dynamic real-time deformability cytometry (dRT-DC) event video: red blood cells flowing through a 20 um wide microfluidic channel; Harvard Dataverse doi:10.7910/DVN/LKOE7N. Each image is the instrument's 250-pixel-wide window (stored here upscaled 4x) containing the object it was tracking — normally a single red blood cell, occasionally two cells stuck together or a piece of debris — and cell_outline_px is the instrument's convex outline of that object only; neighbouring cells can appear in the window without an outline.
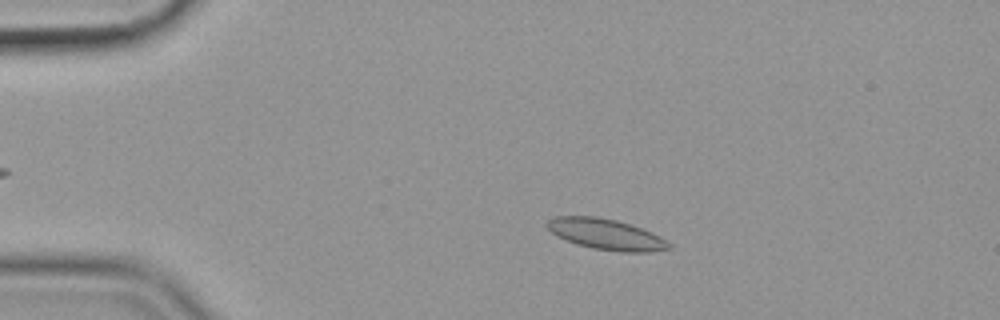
{"species": "common noctule bat (a hibernating species)", "species_latin": "Nyctalus noctula", "temperature_condition": "cold", "stored_images_in_passage": 46, "camera_frame_rate_fps": 3000, "um_per_image_px": 0.085, "animal": {"sex": "female", "body_mass_g": 19.9}, "frame": {"image": 1, "passage_image": 1, "time_ms": 0.0, "image_size_px": [1000, 320], "cell_outline_px": [[672, 248], [648, 252], [620, 252], [592, 248], [576, 244], [556, 236], [544, 224], [552, 216], [596, 216], [616, 220], [632, 224], [652, 232], [660, 236], [672, 244]], "centroid_in_image_um": [51.51, 19.91], "position_along_channel_um": 33.5, "area_um2": 22.14}}
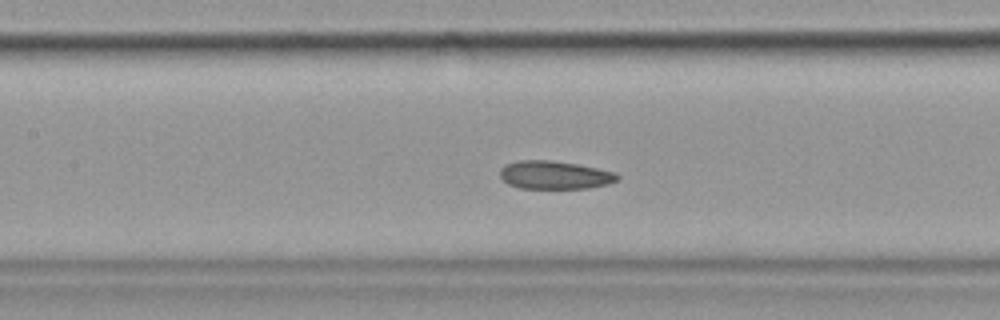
{"frame": {"image": 2, "passage_image": 16, "time_ms": 5.0, "image_size_px": [1000, 320], "cell_outline_px": [[620, 176], [616, 180], [608, 184], [588, 188], [520, 188], [508, 184], [500, 176], [500, 168], [504, 164], [520, 160], [552, 160], [576, 164], [616, 172]], "centroid_in_image_um": [47.12, 14.87], "position_along_channel_um": 160.3, "area_um2": 19.25}}
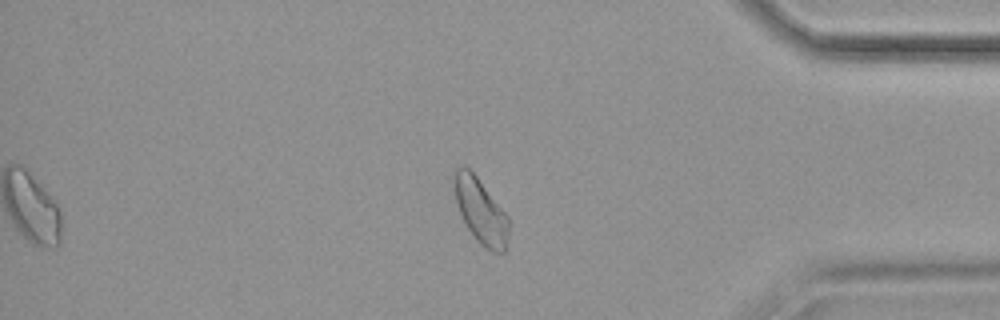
{"frame": {"image": 3, "passage_image": 38, "time_ms": 12.333, "image_size_px": [1000, 320], "cell_outline_px": [[508, 236], [504, 252], [492, 252], [484, 248], [476, 240], [468, 228], [460, 212], [456, 200], [456, 168], [468, 168], [476, 176], [508, 216]], "centroid_in_image_um": [40.9, 18.01], "position_along_channel_um": 394.3, "area_um2": 19.83}, "authors_computed_cell_mechanics": {"area_um2": 20.0855, "velocity_mm_per_s": 3.5184, "shape_relaxation_time_tau1_ms": null, "shape_relaxation_time_tau2_ms": 2.9633, "deformation_change_tau1": null, "deformation_change_tau2": 0.0631}}